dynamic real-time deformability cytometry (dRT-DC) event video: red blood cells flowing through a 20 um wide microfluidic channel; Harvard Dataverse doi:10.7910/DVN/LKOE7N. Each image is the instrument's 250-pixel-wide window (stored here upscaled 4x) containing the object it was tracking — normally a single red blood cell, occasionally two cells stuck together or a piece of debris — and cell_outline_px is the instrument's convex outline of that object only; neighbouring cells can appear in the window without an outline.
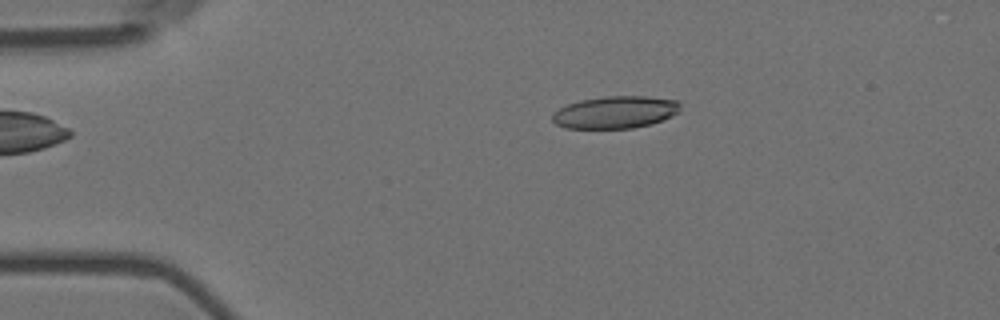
{"species": "Egyptian fruit bat (a non-hibernating species)", "species_latin": "Rousettus aegyptiacus", "temperature_condition": "room temperature", "stored_images_in_passage": 11, "camera_frame_rate_fps": 3000, "um_per_image_px": 0.085, "animal": {"sex": "female"}, "frame": {"image": 1, "passage_image": 1, "time_ms": 0.0, "image_size_px": [1000, 320], "cell_outline_px": [[680, 112], [672, 116], [652, 124], [632, 128], [564, 128], [556, 124], [552, 120], [552, 112], [568, 104], [580, 100], [604, 96], [644, 96], [676, 100], [680, 104]], "centroid_in_image_um": [52.3, 9.54], "position_along_channel_um": 32.7, "area_um2": 24.16}}
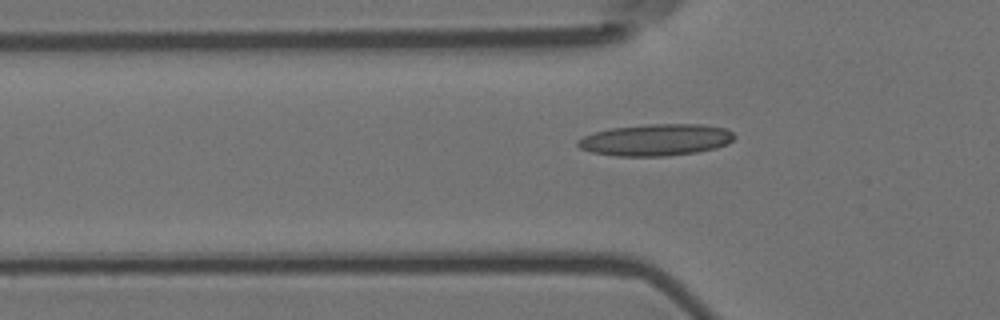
{"frame": {"image": 2, "passage_image": 8, "time_ms": 2.333, "image_size_px": [1000, 320], "cell_outline_px": [[736, 136], [728, 144], [716, 148], [696, 152], [668, 156], [616, 156], [592, 152], [580, 148], [576, 144], [576, 140], [592, 132], [612, 128], [648, 124], [700, 124], [724, 128], [732, 132]], "centroid_in_image_um": [55.73, 11.89], "position_along_channel_um": 70.1, "area_um2": 29.02}}